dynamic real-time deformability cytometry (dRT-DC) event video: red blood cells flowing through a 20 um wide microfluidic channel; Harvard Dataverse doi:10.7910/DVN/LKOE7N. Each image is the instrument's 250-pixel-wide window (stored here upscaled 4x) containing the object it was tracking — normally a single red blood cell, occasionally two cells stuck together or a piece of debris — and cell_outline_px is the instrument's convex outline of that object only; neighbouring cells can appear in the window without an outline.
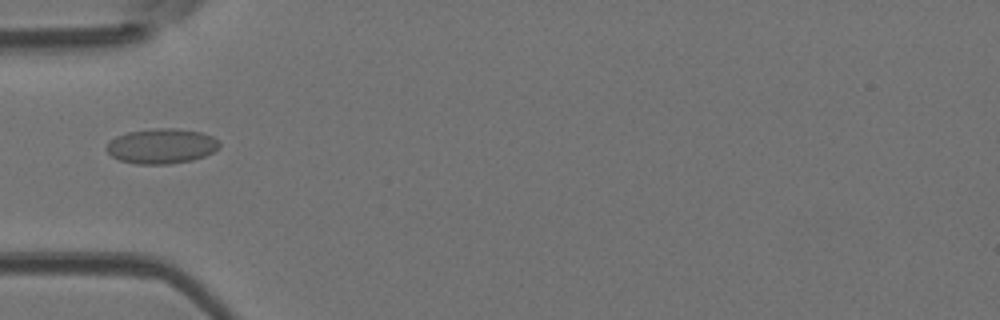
{"species": "Egyptian fruit bat (a non-hibernating species)", "species_latin": "Rousettus aegyptiacus", "temperature_condition": "room temperature", "stored_images_in_passage": 5, "camera_frame_rate_fps": 3000, "um_per_image_px": 0.085, "animal": {"sex": "female"}, "frame": {"image": 1, "passage_image": 1, "time_ms": 0.0, "image_size_px": [1000, 320], "cell_outline_px": [[220, 148], [204, 156], [192, 160], [168, 164], [136, 164], [120, 160], [112, 156], [104, 148], [116, 136], [128, 132], [152, 128], [176, 128], [200, 132], [212, 136], [220, 144]], "centroid_in_image_um": [13.73, 12.41], "position_along_channel_um": 71.3, "area_um2": 23.0}}